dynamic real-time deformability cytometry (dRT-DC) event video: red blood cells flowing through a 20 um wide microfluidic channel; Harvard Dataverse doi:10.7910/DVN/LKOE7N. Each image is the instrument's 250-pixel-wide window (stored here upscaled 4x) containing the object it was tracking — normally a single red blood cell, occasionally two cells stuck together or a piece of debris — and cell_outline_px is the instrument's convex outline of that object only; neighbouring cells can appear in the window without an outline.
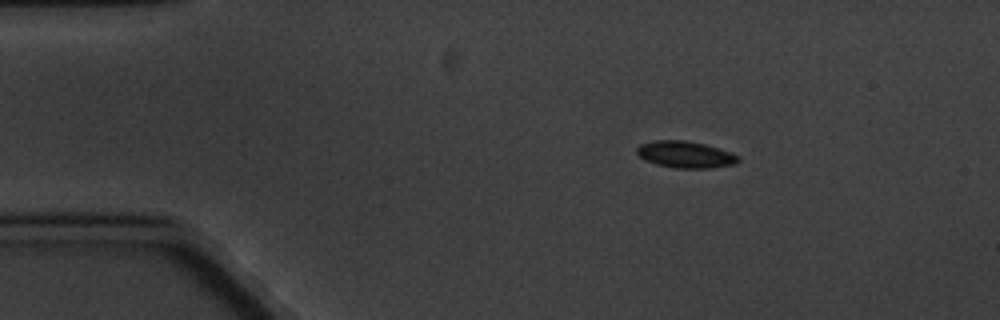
{"species": "common noctule bat (a hibernating species)", "species_latin": "Nyctalus noctula", "temperature_condition": "cold", "stored_images_in_passage": 5, "camera_frame_rate_fps": 3000, "um_per_image_px": 0.085, "animal": {"sex": "male", "body_mass_g": 20.1, "forearm_length_mm": 53.5}, "frame": {"image": 1, "passage_image": 1, "time_ms": 0.0, "image_size_px": [1000, 320], "cell_outline_px": [[740, 160], [736, 164], [708, 168], [676, 168], [656, 164], [644, 160], [636, 152], [636, 148], [640, 144], [652, 140], [684, 140], [704, 144], [728, 152], [736, 156]], "centroid_in_image_um": [58.19, 13.13], "position_along_channel_um": 26.8, "area_um2": 15.61}}
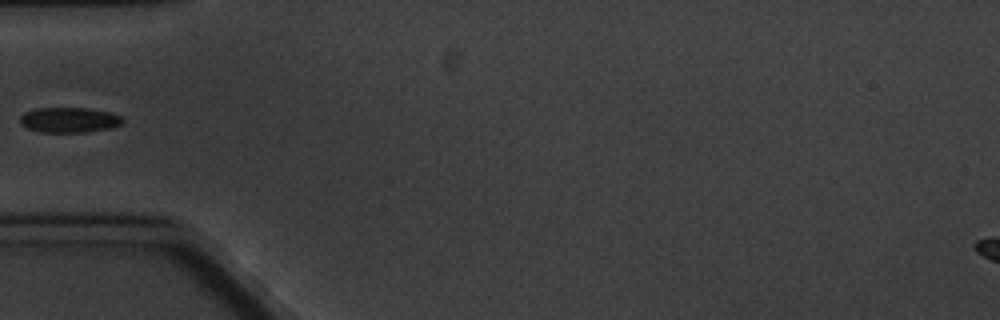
{"frame": {"image": 2, "passage_image": 4, "time_ms": 3.333, "image_size_px": [1000, 320], "cell_outline_px": [[124, 124], [112, 128], [84, 132], [40, 132], [28, 128], [20, 124], [20, 116], [24, 112], [36, 108], [88, 108], [108, 112], [124, 116]], "centroid_in_image_um": [5.92, 10.19], "position_along_channel_um": 79.1, "area_um2": 15.26}}